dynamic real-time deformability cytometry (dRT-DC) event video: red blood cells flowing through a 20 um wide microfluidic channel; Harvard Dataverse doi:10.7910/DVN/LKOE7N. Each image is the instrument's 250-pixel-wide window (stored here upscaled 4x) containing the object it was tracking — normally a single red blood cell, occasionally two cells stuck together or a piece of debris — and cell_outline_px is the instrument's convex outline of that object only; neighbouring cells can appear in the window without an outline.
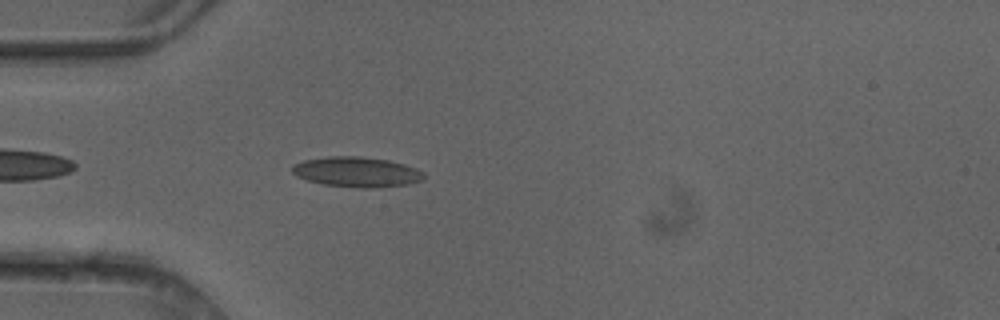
{"species": "common noctule bat (a hibernating species)", "species_latin": "Nyctalus noctula", "temperature_condition": "cold", "stored_images_in_passage": 4, "camera_frame_rate_fps": 3000, "um_per_image_px": 0.085, "animal": {"sex": "female"}, "frame": {"image": 1, "passage_image": 4, "time_ms": 1.0, "image_size_px": [1000, 320], "cell_outline_px": [[424, 180], [408, 184], [372, 188], [360, 188], [324, 184], [308, 180], [296, 176], [292, 172], [292, 164], [304, 160], [328, 156], [360, 156], [388, 160], [404, 164], [416, 168], [424, 172]], "centroid_in_image_um": [30.33, 14.61], "position_along_channel_um": 54.7, "area_um2": 23.18}}